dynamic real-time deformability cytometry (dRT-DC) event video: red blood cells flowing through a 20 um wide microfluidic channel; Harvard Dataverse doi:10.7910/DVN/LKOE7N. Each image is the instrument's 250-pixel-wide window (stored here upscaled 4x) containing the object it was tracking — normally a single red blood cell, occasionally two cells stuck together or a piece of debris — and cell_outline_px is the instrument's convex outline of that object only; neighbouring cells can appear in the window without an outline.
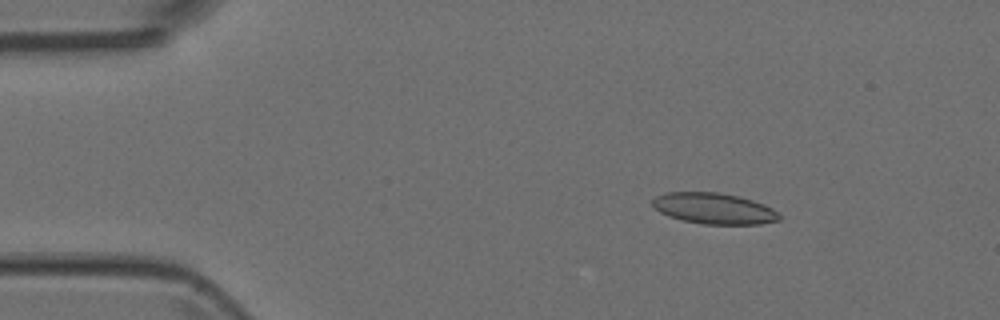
{"species": "Egyptian fruit bat (a non-hibernating species)", "species_latin": "Rousettus aegyptiacus", "temperature_condition": "room temperature", "stored_images_in_passage": 5, "camera_frame_rate_fps": 3000, "um_per_image_px": 0.085, "animal": {"sex": "female"}, "frame": {"image": 1, "passage_image": 2, "time_ms": 0.333, "image_size_px": [1000, 320], "cell_outline_px": [[780, 220], [760, 224], [704, 224], [684, 220], [668, 216], [652, 208], [652, 200], [656, 196], [664, 192], [720, 192], [740, 196], [764, 204], [772, 208], [780, 216]], "centroid_in_image_um": [60.66, 17.71], "position_along_channel_um": 24.3, "area_um2": 23.0}}
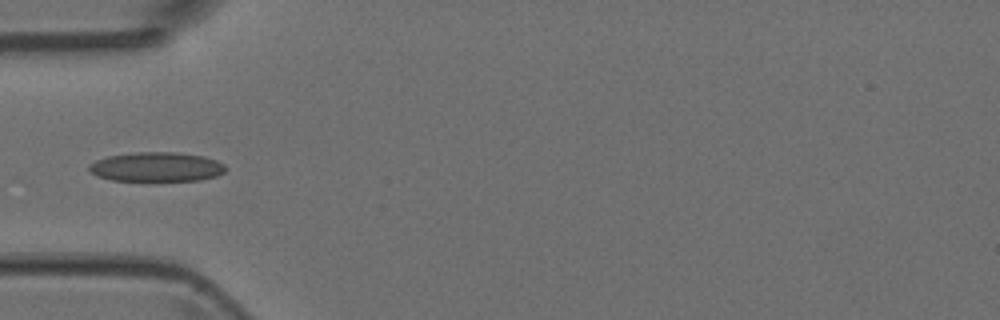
{"frame": {"image": 2, "passage_image": 4, "time_ms": 1.0, "image_size_px": [1000, 320], "cell_outline_px": [[228, 168], [224, 172], [216, 176], [200, 180], [148, 184], [112, 180], [96, 176], [88, 172], [88, 164], [96, 160], [108, 156], [136, 152], [176, 152], [204, 156], [216, 160], [224, 164]], "centroid_in_image_um": [13.28, 14.24], "position_along_channel_um": 71.7, "area_um2": 24.74}}
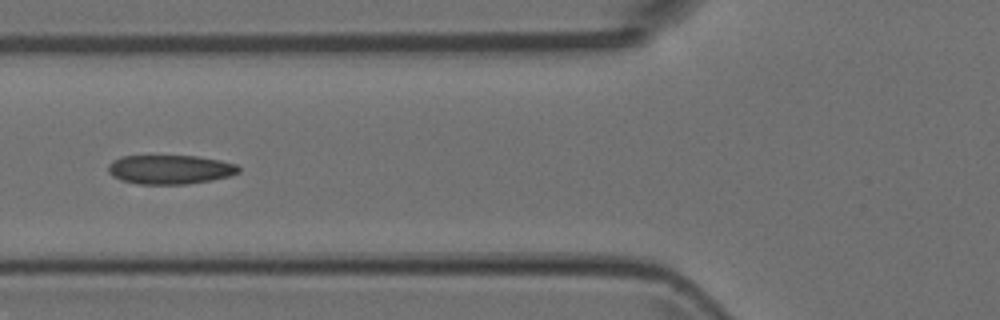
{"frame": {"image": 3, "passage_image": 5, "time_ms": 1.333, "image_size_px": [1000, 320], "cell_outline_px": [[240, 172], [232, 176], [212, 180], [184, 184], [136, 184], [120, 180], [112, 176], [108, 172], [108, 164], [112, 160], [120, 156], [196, 156], [220, 160], [236, 164], [240, 168]], "centroid_in_image_um": [14.44, 14.41], "position_along_channel_um": 111.4, "area_um2": 22.37}}